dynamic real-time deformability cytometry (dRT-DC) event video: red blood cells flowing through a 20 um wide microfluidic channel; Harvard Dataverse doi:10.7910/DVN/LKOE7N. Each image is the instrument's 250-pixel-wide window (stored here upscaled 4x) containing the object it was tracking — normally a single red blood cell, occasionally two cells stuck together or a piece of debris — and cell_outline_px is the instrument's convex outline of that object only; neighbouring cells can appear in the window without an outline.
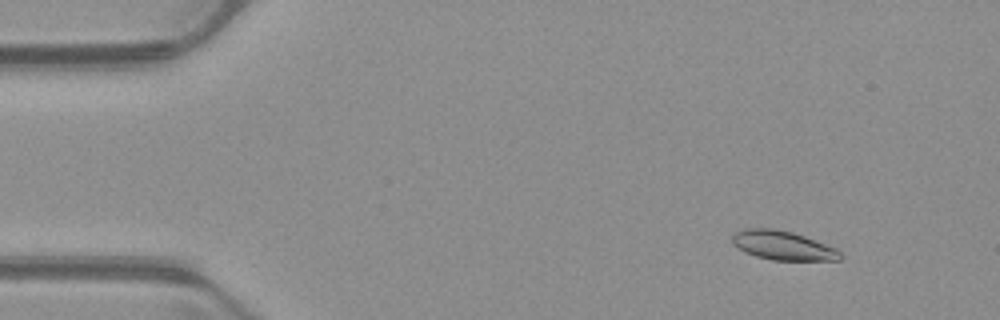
{"species": "common noctule bat (a hibernating species)", "species_latin": "Nyctalus noctula", "temperature_condition": "warm", "stored_images_in_passage": 52, "camera_frame_rate_fps": 3000, "um_per_image_px": 0.085, "animal": {"sex": "male", "body_mass_g": 23.1, "forearm_length_mm": 52.7}, "frame": {"image": 1, "passage_image": 6, "time_ms": 1.667, "image_size_px": [1000, 320], "cell_outline_px": [[844, 256], [840, 260], [772, 260], [756, 256], [744, 252], [736, 248], [732, 244], [732, 236], [736, 232], [744, 228], [772, 228], [792, 232], [804, 236], [836, 248]], "centroid_in_image_um": [66.52, 20.87], "position_along_channel_um": 18.5, "area_um2": 18.38}}
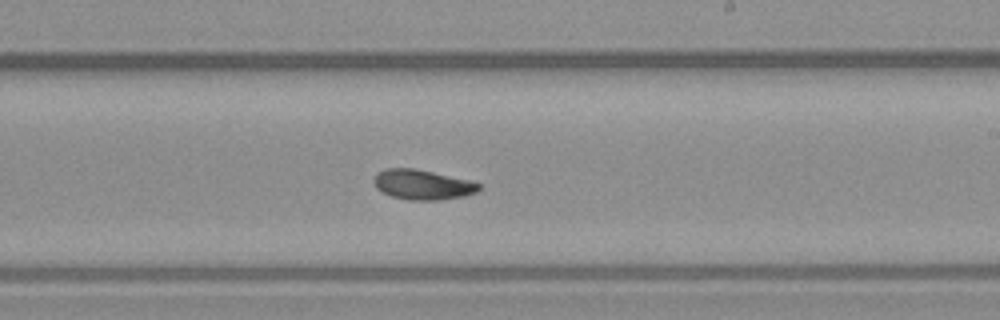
{"frame": {"image": 2, "passage_image": 31, "time_ms": 10.0, "image_size_px": [1000, 320], "cell_outline_px": [[480, 188], [476, 192], [464, 196], [440, 200], [408, 200], [392, 196], [376, 188], [372, 180], [384, 168], [416, 168], [472, 180], [480, 184]], "centroid_in_image_um": [35.94, 15.69], "position_along_channel_um": 253.1, "area_um2": 18.44}}
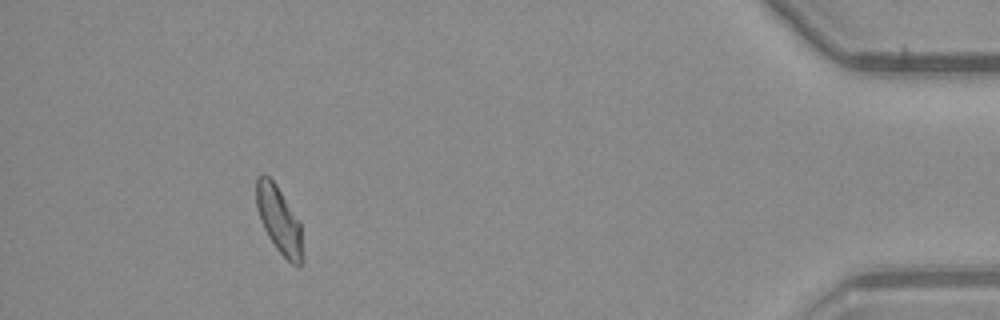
{"frame": {"image": 3, "passage_image": 48, "time_ms": 15.667, "image_size_px": [1000, 320], "cell_outline_px": [[300, 268], [292, 264], [276, 248], [268, 236], [260, 220], [256, 208], [256, 176], [264, 172], [276, 184], [300, 220]], "centroid_in_image_um": [23.66, 18.6], "position_along_channel_um": 411.5, "area_um2": 17.8}, "authors_computed_cell_mechanics": {"area_um2": 18.4382, "velocity_mm_per_s": 3.9621, "shape_relaxation_time_tau1_ms": 10.0094, "shape_relaxation_time_tau2_ms": null, "deformation_change_tau1": 0.198, "deformation_change_tau2": null}}